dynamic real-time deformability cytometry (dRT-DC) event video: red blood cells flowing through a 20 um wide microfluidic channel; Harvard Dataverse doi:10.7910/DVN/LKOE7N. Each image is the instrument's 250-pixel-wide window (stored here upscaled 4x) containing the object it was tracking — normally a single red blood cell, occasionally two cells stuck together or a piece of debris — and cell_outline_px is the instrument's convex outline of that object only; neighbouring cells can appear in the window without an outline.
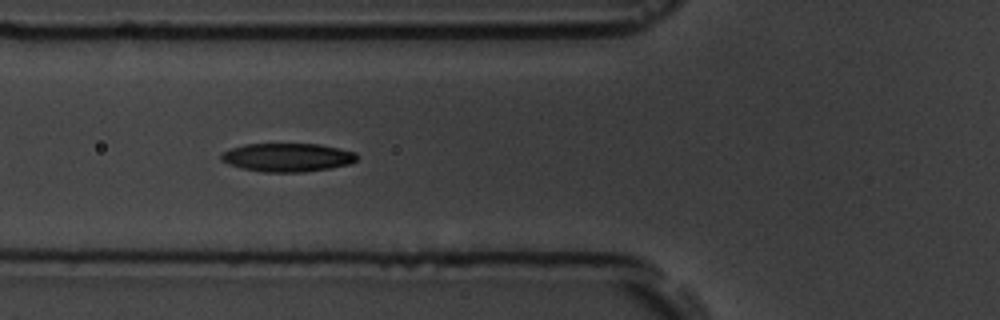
{"species": "common noctule bat (a hibernating species)", "species_latin": "Nyctalus noctula", "temperature_condition": "room temperature", "stored_images_in_passage": 15, "camera_frame_rate_fps": 3000, "um_per_image_px": 0.085, "animal": {"sex": "male", "body_mass_g": 19.5, "forearm_length_mm": 54.6}, "frame": {"image": 1, "passage_image": 5, "time_ms": 5.333, "image_size_px": [1000, 320], "cell_outline_px": [[356, 160], [348, 164], [328, 168], [304, 172], [264, 172], [244, 168], [228, 164], [220, 160], [220, 156], [224, 152], [232, 148], [244, 144], [316, 144], [356, 152]], "centroid_in_image_um": [24.4, 13.38], "position_along_channel_um": 101.4, "area_um2": 22.2}}
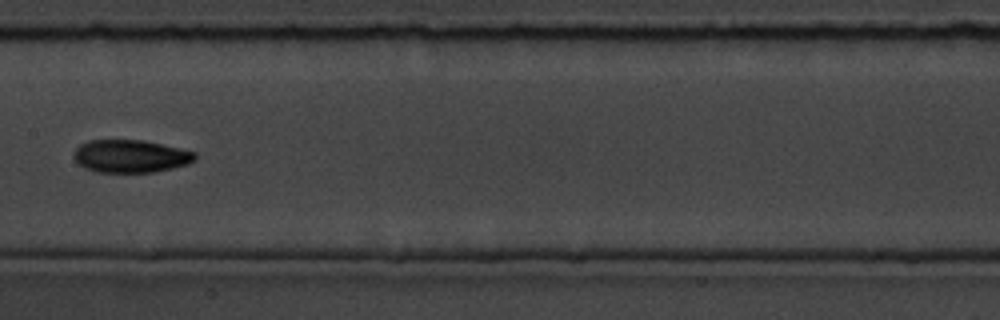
{"frame": {"image": 2, "passage_image": 7, "time_ms": 8.0, "image_size_px": [1000, 320], "cell_outline_px": [[196, 160], [188, 164], [156, 172], [96, 172], [84, 168], [72, 156], [72, 152], [80, 144], [88, 140], [144, 140], [196, 152]], "centroid_in_image_um": [11.08, 13.27], "position_along_channel_um": 196.3, "area_um2": 23.29}}
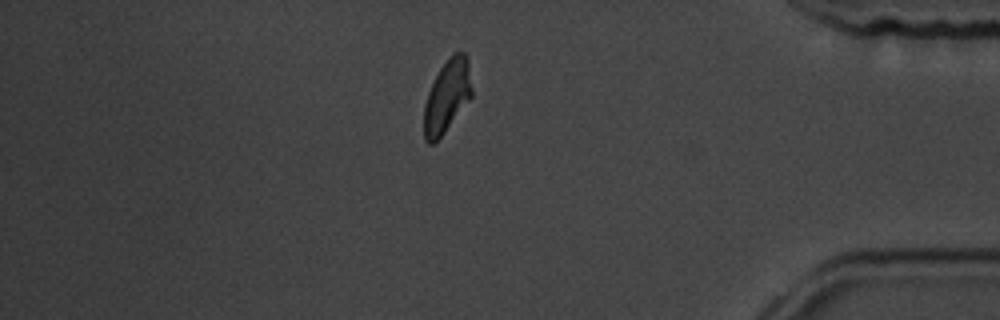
{"frame": {"image": 3, "passage_image": 15, "time_ms": 18.0, "image_size_px": [1000, 320], "cell_outline_px": [[472, 96], [444, 132], [432, 144], [428, 144], [424, 140], [424, 104], [428, 92], [440, 68], [452, 52], [464, 52], [468, 60], [472, 88]], "centroid_in_image_um": [37.99, 8.16], "position_along_channel_um": 397.2, "area_um2": 20.06}, "authors_computed_cell_mechanics": {"area_um2": 22.1952, "velocity_mm_per_s": 3.5592, "shape_relaxation_time_tau1_ms": 3.3426, "shape_relaxation_time_tau2_ms": 4.0817, "deformation_change_tau1": 0.1211, "deformation_change_tau2": 0.0692}}